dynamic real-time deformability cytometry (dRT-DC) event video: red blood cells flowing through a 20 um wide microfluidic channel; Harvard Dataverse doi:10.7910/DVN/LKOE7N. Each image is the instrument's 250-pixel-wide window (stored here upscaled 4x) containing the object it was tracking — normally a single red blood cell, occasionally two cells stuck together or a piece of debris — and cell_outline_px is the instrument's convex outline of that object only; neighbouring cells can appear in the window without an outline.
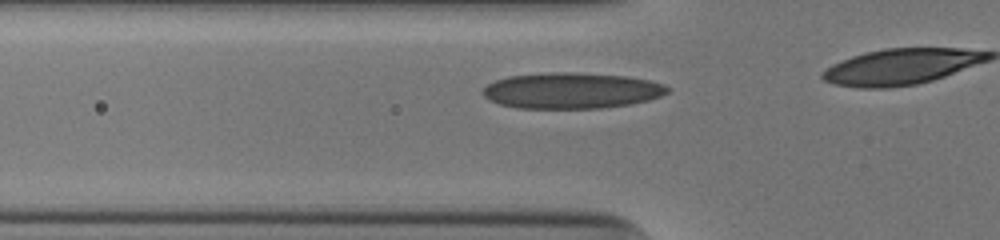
{"species": "human", "species_latin": "Homo sapiens", "temperature_condition": "cold", "stored_images_in_passage": 12, "camera_frame_rate_fps": 3000, "um_per_image_px": 0.085, "donor": {"sex": "male"}, "frame": {"image": 1, "passage_image": 7, "time_ms": 2.0, "image_size_px": [1000, 240], "cell_outline_px": [[668, 92], [660, 96], [648, 100], [628, 104], [600, 108], [516, 108], [500, 104], [484, 96], [484, 88], [488, 84], [496, 80], [508, 76], [556, 72], [572, 72], [628, 76], [648, 80], [664, 84], [668, 88]], "centroid_in_image_um": [48.59, 7.7], "position_along_channel_um": 77.2, "area_um2": 38.32}}
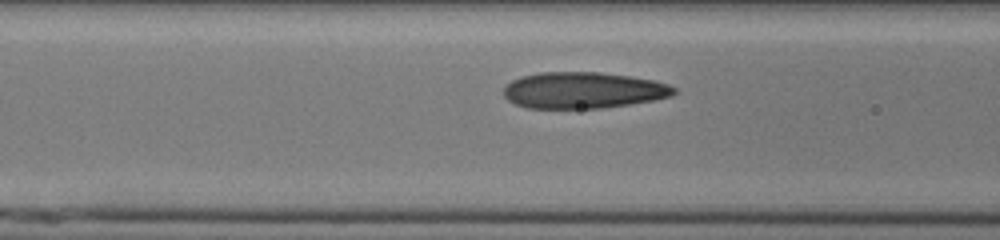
{"frame": {"image": 2, "passage_image": 10, "time_ms": 3.0, "image_size_px": [1000, 240], "cell_outline_px": [[676, 92], [672, 96], [656, 100], [600, 108], [528, 108], [516, 104], [508, 100], [504, 96], [504, 88], [512, 80], [520, 76], [540, 72], [600, 72], [628, 76], [652, 80], [668, 84], [676, 88]], "centroid_in_image_um": [49.57, 7.67], "position_along_channel_um": 117.0, "area_um2": 36.01}}